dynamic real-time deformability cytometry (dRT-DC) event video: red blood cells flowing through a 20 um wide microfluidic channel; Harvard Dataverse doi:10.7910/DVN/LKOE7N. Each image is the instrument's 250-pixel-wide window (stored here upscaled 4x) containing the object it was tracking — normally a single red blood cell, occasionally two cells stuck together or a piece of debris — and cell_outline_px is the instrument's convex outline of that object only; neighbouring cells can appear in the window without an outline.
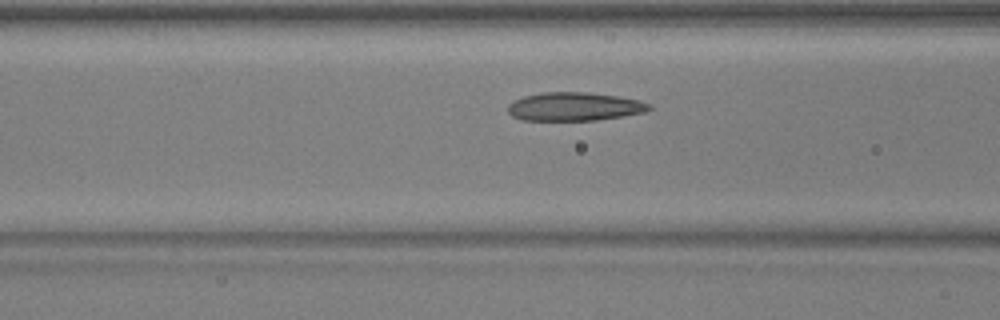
{"species": "common noctule bat (a hibernating species)", "species_latin": "Nyctalus noctula", "temperature_condition": "warm", "stored_images_in_passage": 40, "camera_frame_rate_fps": 3000, "um_per_image_px": 0.085, "animal": {"sex": "male", "body_mass_g": 17.9, "forearm_length_mm": 54.2}, "frame": {"image": 1, "passage_image": 14, "time_ms": 4.333, "image_size_px": [1000, 320], "cell_outline_px": [[652, 108], [644, 112], [624, 116], [596, 120], [524, 120], [512, 116], [508, 112], [508, 104], [512, 100], [524, 96], [544, 92], [588, 92], [616, 96], [640, 100], [648, 104]], "centroid_in_image_um": [48.8, 9.06], "position_along_channel_um": 117.8, "area_um2": 23.41}}
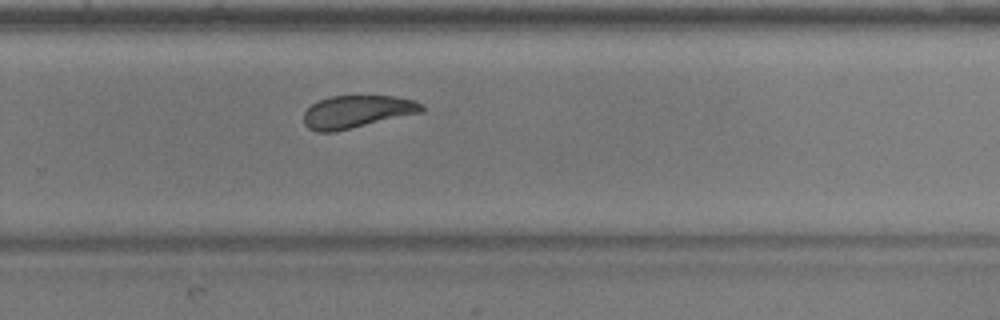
{"frame": {"image": 2, "passage_image": 28, "time_ms": 9.0, "image_size_px": [1000, 320], "cell_outline_px": [[424, 112], [332, 132], [316, 132], [308, 128], [304, 124], [304, 112], [312, 104], [320, 100], [332, 96], [396, 96], [412, 100], [424, 104]], "centroid_in_image_um": [30.35, 9.49], "position_along_channel_um": 299.4, "area_um2": 22.31}}
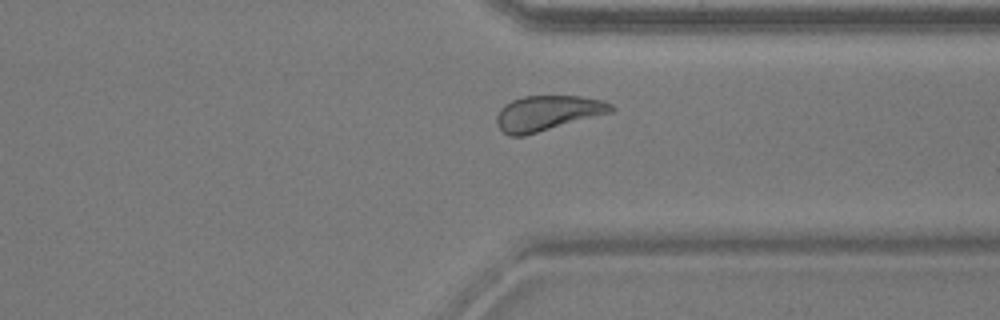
{"frame": {"image": 3, "passage_image": 33, "time_ms": 10.667, "image_size_px": [1000, 320], "cell_outline_px": [[616, 108], [612, 112], [524, 136], [508, 136], [496, 124], [496, 116], [500, 108], [504, 104], [512, 100], [524, 96], [580, 96], [604, 100], [612, 104]], "centroid_in_image_um": [46.54, 9.61], "position_along_channel_um": 364.9, "area_um2": 23.52}}